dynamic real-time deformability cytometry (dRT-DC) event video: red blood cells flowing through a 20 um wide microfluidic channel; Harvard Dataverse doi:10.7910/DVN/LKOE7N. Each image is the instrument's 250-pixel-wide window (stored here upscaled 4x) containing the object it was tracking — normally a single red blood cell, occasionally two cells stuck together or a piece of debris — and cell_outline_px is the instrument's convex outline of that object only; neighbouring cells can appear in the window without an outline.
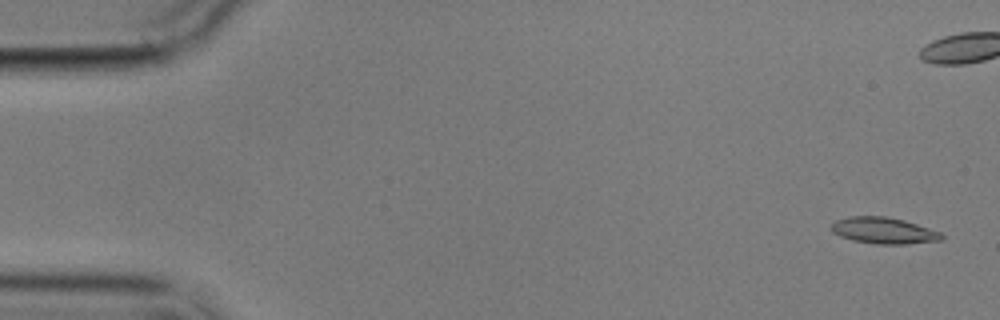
{"species": "common noctule bat (a hibernating species)", "species_latin": "Nyctalus noctula", "temperature_condition": "cold", "stored_images_in_passage": 4, "camera_frame_rate_fps": 3000, "um_per_image_px": 0.085, "animal": {"sex": "male", "body_mass_g": 17.9}, "frame": {"image": 1, "passage_image": 1, "time_ms": 0.0, "image_size_px": [1000, 320], "cell_outline_px": [[944, 240], [908, 244], [876, 244], [852, 240], [840, 236], [832, 232], [832, 224], [836, 220], [848, 216], [888, 216], [904, 220], [940, 232], [944, 236]], "centroid_in_image_um": [75.12, 19.6], "position_along_channel_um": 9.9, "area_um2": 16.99}}